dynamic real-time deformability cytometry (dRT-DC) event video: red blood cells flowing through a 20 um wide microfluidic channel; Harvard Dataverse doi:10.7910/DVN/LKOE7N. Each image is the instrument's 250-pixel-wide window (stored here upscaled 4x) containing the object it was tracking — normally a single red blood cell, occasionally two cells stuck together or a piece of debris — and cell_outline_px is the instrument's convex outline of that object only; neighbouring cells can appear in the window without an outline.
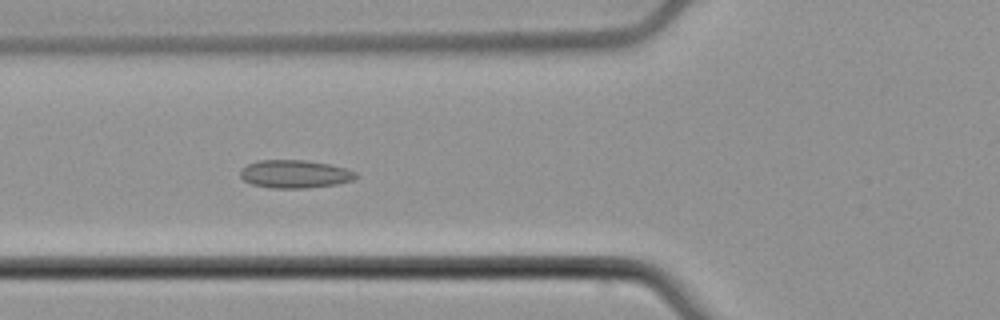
{"species": "common noctule bat (a hibernating species)", "species_latin": "Nyctalus noctula", "temperature_condition": "cold", "stored_images_in_passage": 48, "camera_frame_rate_fps": 3000, "um_per_image_px": 0.085, "animal": {"sex": "male", "body_mass_g": 21.5, "forearm_length_mm": 52.0}, "frame": {"image": 1, "passage_image": 13, "time_ms": 4.0, "image_size_px": [1000, 320], "cell_outline_px": [[360, 176], [356, 180], [336, 184], [304, 188], [272, 188], [252, 184], [244, 180], [240, 176], [240, 172], [248, 164], [256, 160], [304, 160], [328, 164], [344, 168], [356, 172]], "centroid_in_image_um": [25.09, 14.79], "position_along_channel_um": 100.7, "area_um2": 18.84}}
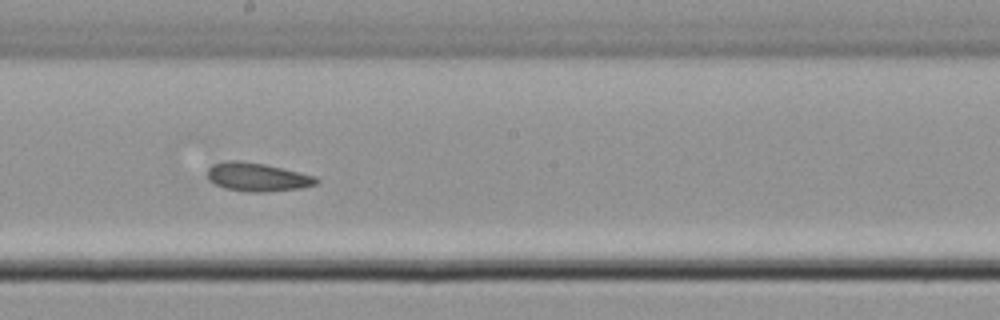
{"frame": {"image": 2, "passage_image": 23, "time_ms": 7.333, "image_size_px": [1000, 320], "cell_outline_px": [[320, 180], [316, 184], [300, 188], [264, 192], [248, 192], [224, 188], [208, 180], [208, 168], [212, 164], [228, 160], [240, 160], [264, 164], [316, 176]], "centroid_in_image_um": [21.85, 15.04], "position_along_channel_um": 226.3, "area_um2": 18.09}}
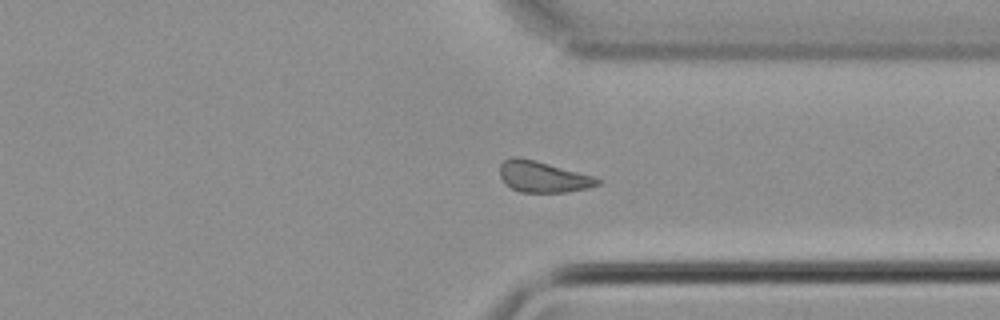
{"frame": {"image": 3, "passage_image": 34, "time_ms": 11.0, "image_size_px": [1000, 320], "cell_outline_px": [[604, 180], [600, 184], [588, 188], [568, 192], [520, 192], [504, 184], [500, 176], [500, 164], [504, 160], [512, 156], [516, 156], [548, 164], [592, 176]], "centroid_in_image_um": [46.13, 15.04], "position_along_channel_um": 365.3, "area_um2": 17.57}, "authors_computed_cell_mechanics": {"area_um2": 18.0914, "velocity_mm_per_s": 3.7719, "shape_relaxation_time_tau1_ms": null, "shape_relaxation_time_tau2_ms": 1.3236, "deformation_change_tau1": null, "deformation_change_tau2": 0.0802}}